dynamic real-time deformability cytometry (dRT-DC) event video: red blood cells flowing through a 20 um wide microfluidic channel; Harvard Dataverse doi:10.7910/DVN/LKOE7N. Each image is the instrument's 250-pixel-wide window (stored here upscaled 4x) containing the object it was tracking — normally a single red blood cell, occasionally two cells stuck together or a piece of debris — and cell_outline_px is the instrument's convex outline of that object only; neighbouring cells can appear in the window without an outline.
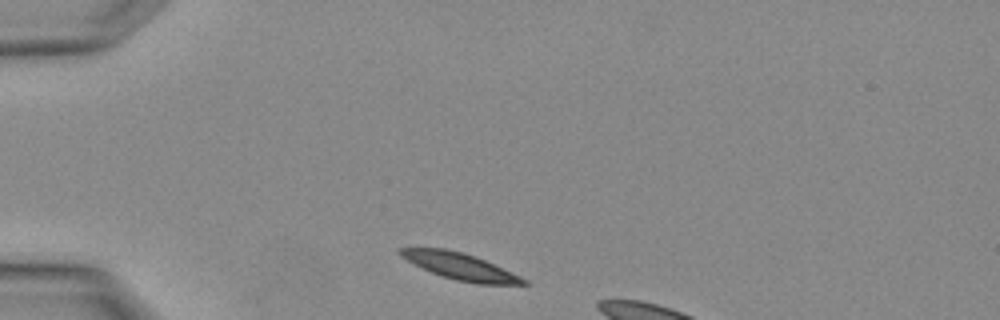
{"species": "Egyptian fruit bat (a non-hibernating species)", "species_latin": "Rousettus aegyptiacus", "temperature_condition": "warm", "stored_images_in_passage": 2, "segment_of_instrument_passage": [2, 2], "camera_frame_rate_fps": 3000, "um_per_image_px": 0.085, "animal": {"sex": "female"}, "frame": {"image": 1, "passage_image": 2, "time_ms": 0.333, "image_size_px": [1000, 320], "cell_outline_px": [[532, 284], [476, 284], [456, 280], [432, 272], [400, 256], [396, 252], [400, 248], [444, 248], [476, 256], [520, 276], [528, 280]], "centroid_in_image_um": [39.15, 22.64], "position_along_channel_um": 45.9, "area_um2": 18.79}}